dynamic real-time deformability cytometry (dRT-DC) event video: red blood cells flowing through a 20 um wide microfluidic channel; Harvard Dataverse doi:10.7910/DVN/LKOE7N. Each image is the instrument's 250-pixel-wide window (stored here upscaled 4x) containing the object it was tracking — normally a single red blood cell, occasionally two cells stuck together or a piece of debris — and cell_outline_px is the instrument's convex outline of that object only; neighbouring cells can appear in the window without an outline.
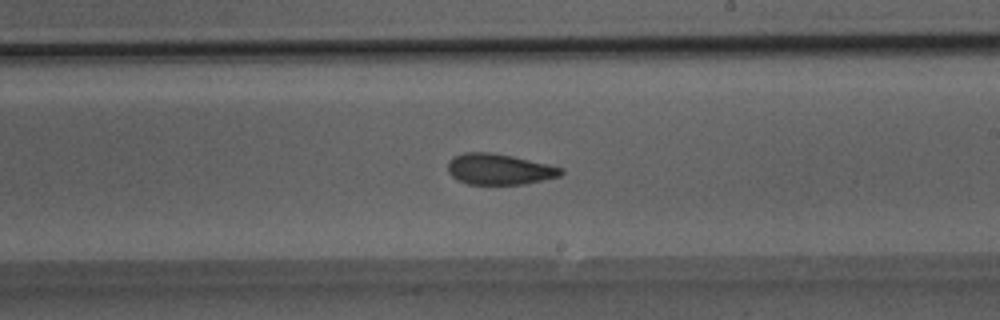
{"species": "Egyptian fruit bat (a non-hibernating species)", "species_latin": "Rousettus aegyptiacus", "temperature_condition": "room temperature", "stored_images_in_passage": 40, "camera_frame_rate_fps": 3000, "um_per_image_px": 0.085, "animal": {"sex": "male"}, "frame": {"image": 1, "passage_image": 23, "time_ms": 7.333, "image_size_px": [1000, 320], "cell_outline_px": [[564, 172], [560, 176], [524, 184], [468, 184], [452, 176], [448, 172], [448, 160], [452, 156], [464, 152], [488, 152], [512, 156], [548, 164], [564, 168]], "centroid_in_image_um": [42.43, 14.37], "position_along_channel_um": 246.6, "area_um2": 20.35}}
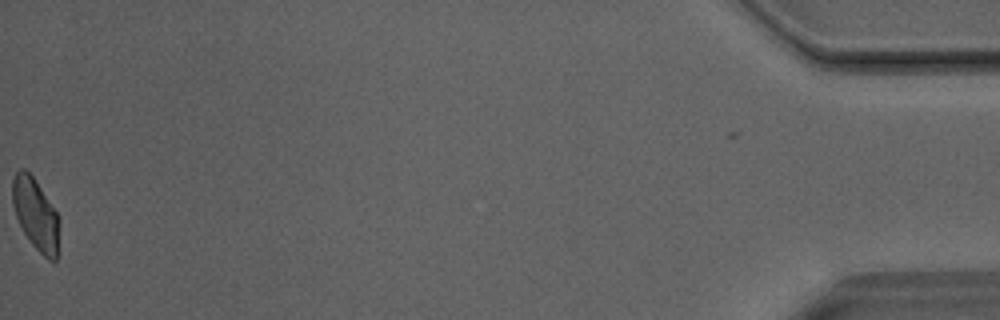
{"frame": {"image": 2, "passage_image": 40, "time_ms": 13.0, "image_size_px": [1000, 320], "cell_outline_px": [[60, 220], [56, 260], [48, 260], [32, 244], [24, 232], [16, 216], [12, 204], [12, 176], [20, 168], [24, 168], [32, 176], [56, 212]], "centroid_in_image_um": [3.01, 18.2], "position_along_channel_um": 432.2, "area_um2": 19.25}}